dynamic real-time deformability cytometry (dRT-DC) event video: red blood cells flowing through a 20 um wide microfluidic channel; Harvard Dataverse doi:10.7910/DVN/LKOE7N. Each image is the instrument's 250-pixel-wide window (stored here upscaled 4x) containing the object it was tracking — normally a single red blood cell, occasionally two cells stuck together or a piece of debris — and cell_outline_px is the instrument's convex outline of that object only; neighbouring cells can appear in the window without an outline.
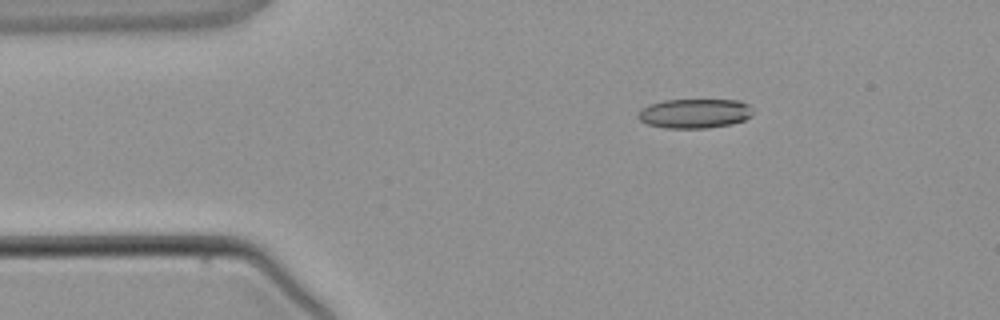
{"species": "common noctule bat (a hibernating species)", "species_latin": "Nyctalus noctula", "temperature_condition": "warm", "stored_images_in_passage": 3, "camera_frame_rate_fps": 3000, "um_per_image_px": 0.085, "animal": {"sex": "male", "body_mass_g": 21.5, "forearm_length_mm": 52.0}, "frame": {"image": 1, "passage_image": 2, "time_ms": 1.333, "image_size_px": [1000, 320], "cell_outline_px": [[752, 116], [744, 120], [732, 124], [708, 128], [664, 128], [648, 124], [640, 120], [636, 116], [640, 108], [648, 104], [664, 100], [740, 100], [748, 104], [752, 108]], "centroid_in_image_um": [59.03, 9.64], "position_along_channel_um": 26.0, "area_um2": 19.94}}